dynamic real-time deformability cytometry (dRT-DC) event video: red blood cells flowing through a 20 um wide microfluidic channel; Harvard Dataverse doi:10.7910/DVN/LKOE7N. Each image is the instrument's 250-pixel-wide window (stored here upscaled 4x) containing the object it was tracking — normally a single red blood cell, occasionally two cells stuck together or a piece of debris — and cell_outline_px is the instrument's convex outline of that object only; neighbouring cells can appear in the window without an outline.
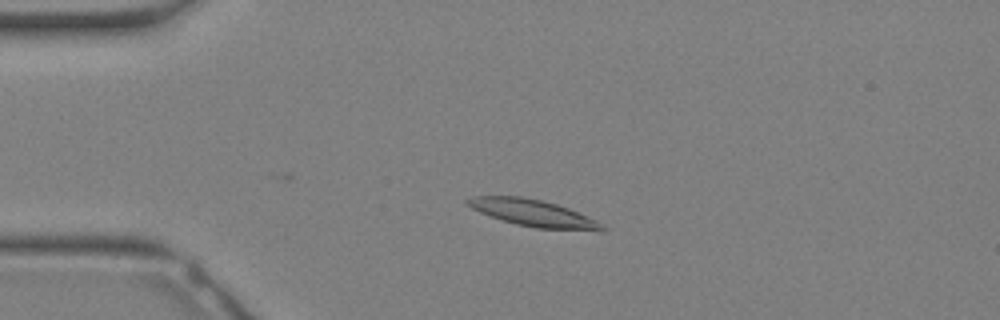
{"species": "Egyptian fruit bat (a non-hibernating species)", "species_latin": "Rousettus aegyptiacus", "temperature_condition": "warm", "stored_images_in_passage": 28, "camera_frame_rate_fps": 3000, "um_per_image_px": 0.085, "animal": {"sex": "female"}, "frame": {"image": 1, "passage_image": 7, "time_ms": 2.0, "image_size_px": [1000, 320], "cell_outline_px": [[604, 228], [536, 228], [516, 224], [480, 212], [472, 208], [464, 200], [472, 196], [520, 196], [544, 200], [568, 208], [596, 220]], "centroid_in_image_um": [45.15, 18.05], "position_along_channel_um": 39.8, "area_um2": 19.94}}
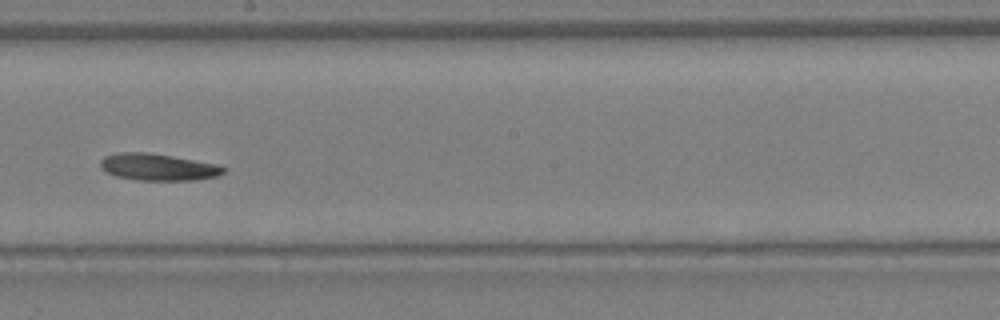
{"frame": {"image": 2, "passage_image": 18, "time_ms": 5.667, "image_size_px": [1000, 320], "cell_outline_px": [[228, 168], [224, 172], [216, 176], [196, 180], [136, 180], [116, 176], [100, 168], [100, 160], [104, 156], [120, 152], [148, 152], [216, 164]], "centroid_in_image_um": [13.41, 14.2], "position_along_channel_um": 234.8, "area_um2": 19.19}}
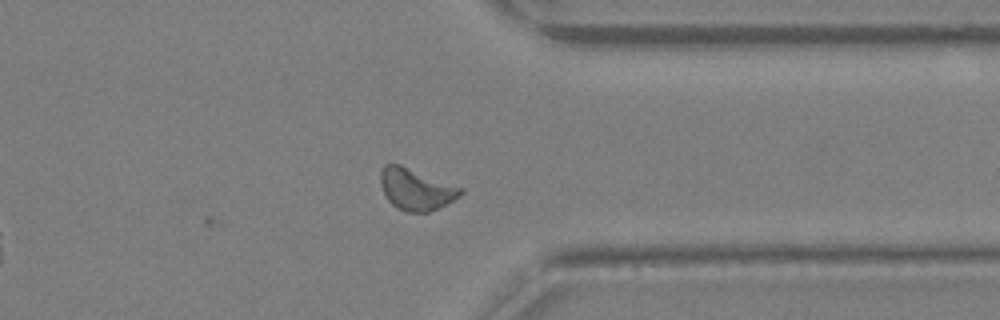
{"frame": {"image": 3, "passage_image": 25, "time_ms": 8.0, "image_size_px": [1000, 320], "cell_outline_px": [[464, 192], [460, 196], [428, 212], [408, 212], [392, 204], [388, 200], [384, 192], [380, 180], [380, 172], [384, 164], [400, 164], [464, 188]], "centroid_in_image_um": [35.36, 16.06], "position_along_channel_um": 376.0, "area_um2": 19.13}}